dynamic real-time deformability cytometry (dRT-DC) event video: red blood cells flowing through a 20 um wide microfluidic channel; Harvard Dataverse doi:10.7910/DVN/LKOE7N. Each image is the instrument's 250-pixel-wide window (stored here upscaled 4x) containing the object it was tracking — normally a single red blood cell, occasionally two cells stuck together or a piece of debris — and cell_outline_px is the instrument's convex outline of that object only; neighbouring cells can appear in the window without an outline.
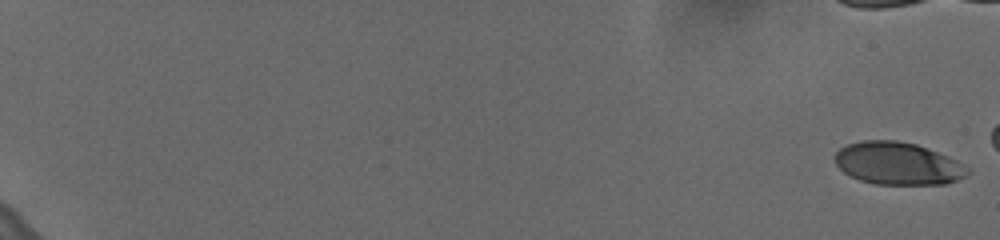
{"species": "human", "species_latin": "Homo sapiens", "temperature_condition": "cold", "stored_images_in_passage": 53, "camera_frame_rate_fps": 3000, "um_per_image_px": 0.085, "donor": {"sex": "female"}, "frame": {"image": 1, "passage_image": 1, "time_ms": 0.0, "image_size_px": [1000, 240], "cell_outline_px": [[972, 172], [956, 180], [944, 184], [876, 184], [860, 180], [844, 172], [836, 164], [836, 152], [840, 148], [848, 144], [860, 140], [896, 140], [916, 144], [948, 156], [956, 160], [968, 168]], "centroid_in_image_um": [76.32, 13.89], "position_along_channel_um": 8.7, "area_um2": 32.66}}